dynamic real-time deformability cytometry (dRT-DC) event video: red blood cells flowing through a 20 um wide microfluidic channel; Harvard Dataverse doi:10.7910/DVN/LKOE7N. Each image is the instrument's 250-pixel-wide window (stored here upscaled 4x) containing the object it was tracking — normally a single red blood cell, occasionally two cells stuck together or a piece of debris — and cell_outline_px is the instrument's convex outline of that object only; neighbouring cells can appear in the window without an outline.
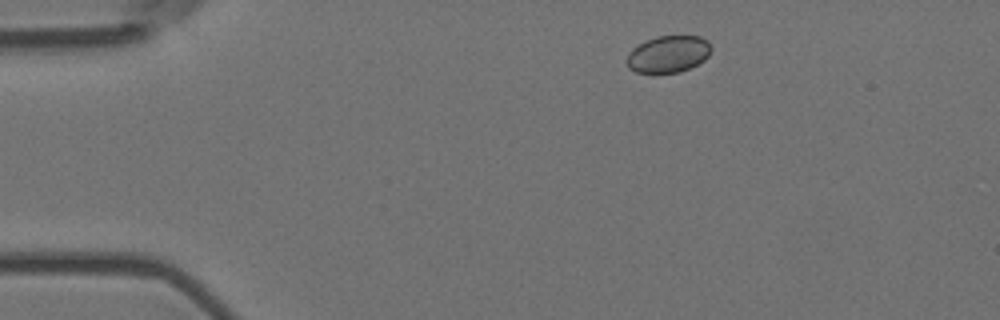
{"species": "Egyptian fruit bat (a non-hibernating species)", "species_latin": "Rousettus aegyptiacus", "temperature_condition": "room temperature", "stored_images_in_passage": 3, "camera_frame_rate_fps": 3000, "um_per_image_px": 0.085, "animal": {"sex": "female"}, "frame": {"image": 1, "passage_image": 1, "time_ms": 0.0, "image_size_px": [1000, 320], "cell_outline_px": [[712, 48], [708, 56], [704, 60], [680, 72], [636, 72], [628, 68], [628, 56], [632, 48], [656, 36], [700, 36], [708, 40]], "centroid_in_image_um": [56.84, 4.58], "position_along_channel_um": 28.2, "area_um2": 17.86}}
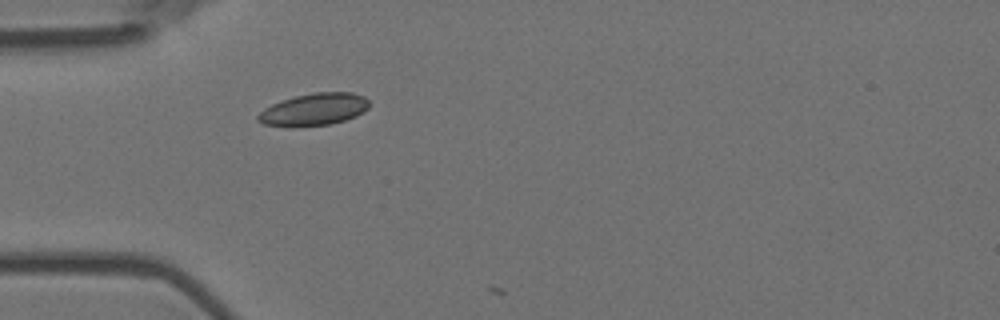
{"frame": {"image": 2, "passage_image": 3, "time_ms": 0.667, "image_size_px": [1000, 320], "cell_outline_px": [[368, 108], [364, 112], [356, 116], [344, 120], [328, 124], [264, 124], [256, 120], [256, 116], [264, 108], [280, 100], [296, 96], [316, 92], [352, 92], [364, 96], [368, 100]], "centroid_in_image_um": [26.73, 9.25], "position_along_channel_um": 58.3, "area_um2": 20.17}}